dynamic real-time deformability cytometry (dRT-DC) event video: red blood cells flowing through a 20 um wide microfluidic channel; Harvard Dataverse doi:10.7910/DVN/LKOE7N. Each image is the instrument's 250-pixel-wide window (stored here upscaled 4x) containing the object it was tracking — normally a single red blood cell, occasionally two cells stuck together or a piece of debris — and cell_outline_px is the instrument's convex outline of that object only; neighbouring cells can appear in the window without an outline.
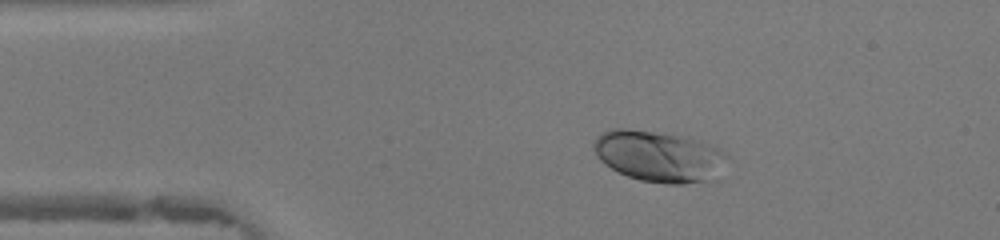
{"species": "human", "species_latin": "Homo sapiens", "temperature_condition": "warm", "stored_images_in_passage": 46, "camera_frame_rate_fps": 3000, "um_per_image_px": 0.085, "donor": {"sex": "female"}, "frame": {"image": 1, "passage_image": 8, "time_ms": 2.333, "image_size_px": [1000, 240], "cell_outline_px": [[732, 160], [704, 180], [684, 184], [668, 184], [640, 180], [628, 176], [604, 164], [596, 156], [592, 144], [596, 136], [612, 128], [624, 128], [688, 136], [716, 148], [732, 156]], "centroid_in_image_um": [55.97, 13.26], "position_along_channel_um": 29.0, "area_um2": 39.54}}
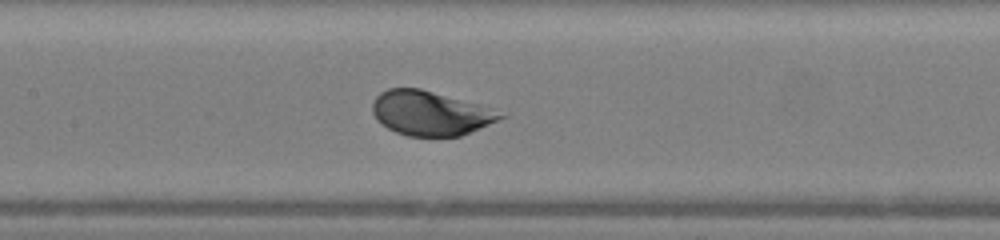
{"frame": {"image": 2, "passage_image": 21, "time_ms": 6.667, "image_size_px": [1000, 240], "cell_outline_px": [[508, 116], [460, 136], [408, 136], [396, 132], [388, 128], [372, 112], [372, 104], [376, 96], [380, 92], [388, 88], [420, 88], [476, 104]], "centroid_in_image_um": [36.53, 9.62], "position_along_channel_um": 170.9, "area_um2": 32.37}}
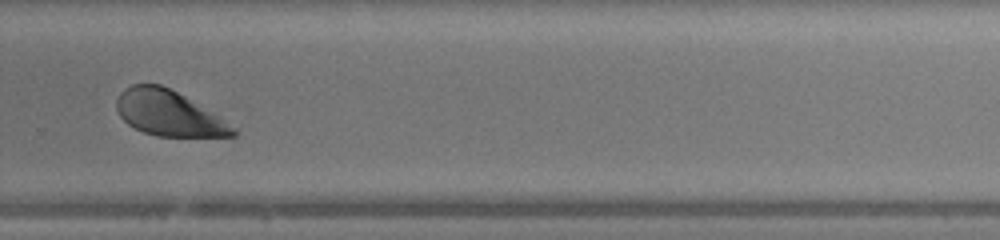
{"frame": {"image": 3, "passage_image": 31, "time_ms": 10.0, "image_size_px": [1000, 240], "cell_outline_px": [[240, 132], [236, 136], [156, 136], [144, 132], [128, 124], [120, 116], [116, 108], [116, 100], [120, 92], [124, 88], [132, 84], [160, 84], [184, 96], [236, 128]], "centroid_in_image_um": [14.3, 9.63], "position_along_channel_um": 315.5, "area_um2": 30.29}, "authors_computed_cell_mechanics": {"area_um2": 35.0268, "velocity_mm_per_s": 4.3435, "shape_relaxation_time_tau1_ms": 1.4843, "shape_relaxation_time_tau2_ms": null, "deformation_change_tau1": 0.1482, "deformation_change_tau2": null}}